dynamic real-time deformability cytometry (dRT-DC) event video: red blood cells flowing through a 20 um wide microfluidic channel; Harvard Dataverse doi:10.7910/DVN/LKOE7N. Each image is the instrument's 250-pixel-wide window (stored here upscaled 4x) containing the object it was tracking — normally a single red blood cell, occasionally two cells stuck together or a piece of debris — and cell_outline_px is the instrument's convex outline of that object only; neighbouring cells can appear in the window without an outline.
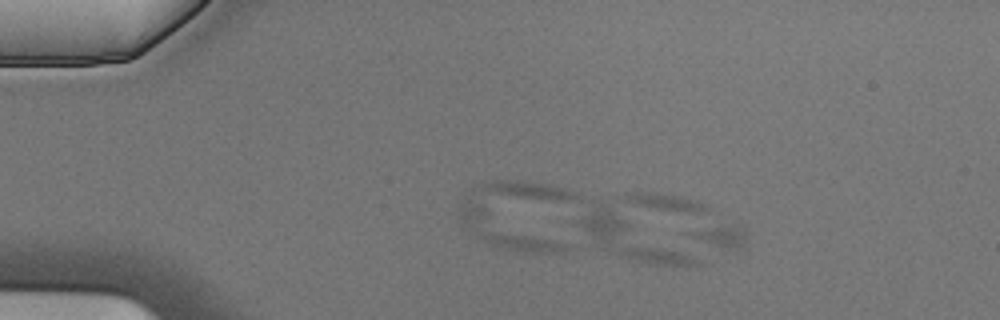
{"species": "Egyptian fruit bat (a non-hibernating species)", "species_latin": "Rousettus aegyptiacus", "temperature_condition": "cold", "stored_images_in_passage": 5, "camera_frame_rate_fps": 3000, "um_per_image_px": 0.085, "animal": {"sex": "male"}, "frame": {"image": 1, "passage_image": 3, "time_ms": 0.667, "image_size_px": [1000, 320], "cell_outline_px": [[744, 248], [736, 252], [688, 236], [628, 200], [624, 196], [648, 192], [676, 196], [692, 200], [704, 204], [740, 224], [744, 232]], "centroid_in_image_um": [58.88, 18.63], "position_along_channel_um": 26.1, "area_um2": 23.76}}